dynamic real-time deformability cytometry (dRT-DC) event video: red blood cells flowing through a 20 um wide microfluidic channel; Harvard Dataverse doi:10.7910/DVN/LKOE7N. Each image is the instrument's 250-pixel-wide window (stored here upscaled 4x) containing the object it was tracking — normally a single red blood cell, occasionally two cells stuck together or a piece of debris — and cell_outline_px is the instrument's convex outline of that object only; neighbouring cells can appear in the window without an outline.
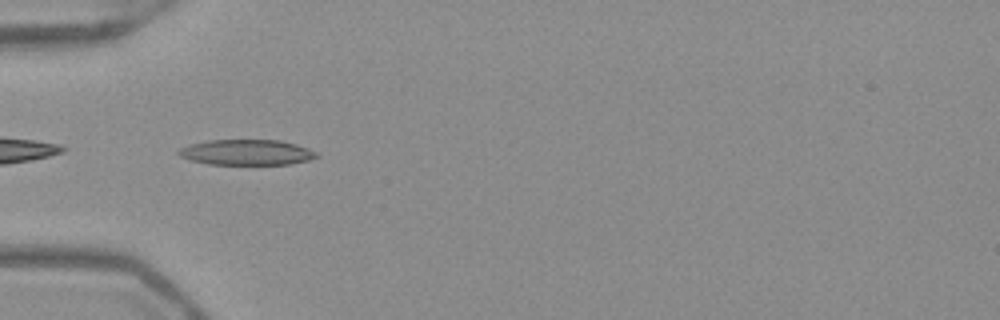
{"species": "Egyptian fruit bat (a non-hibernating species)", "species_latin": "Rousettus aegyptiacus", "temperature_condition": "warm", "stored_images_in_passage": 37, "camera_frame_rate_fps": 3000, "um_per_image_px": 0.085, "frame": {"image": 1, "passage_image": 2, "time_ms": 0.333, "image_size_px": [1000, 320], "cell_outline_px": [[320, 156], [308, 160], [288, 164], [208, 164], [188, 160], [180, 156], [176, 152], [180, 148], [192, 144], [208, 140], [280, 140], [296, 144], [308, 148], [316, 152]], "centroid_in_image_um": [20.95, 12.95], "position_along_channel_um": 64.0, "area_um2": 20.46}}
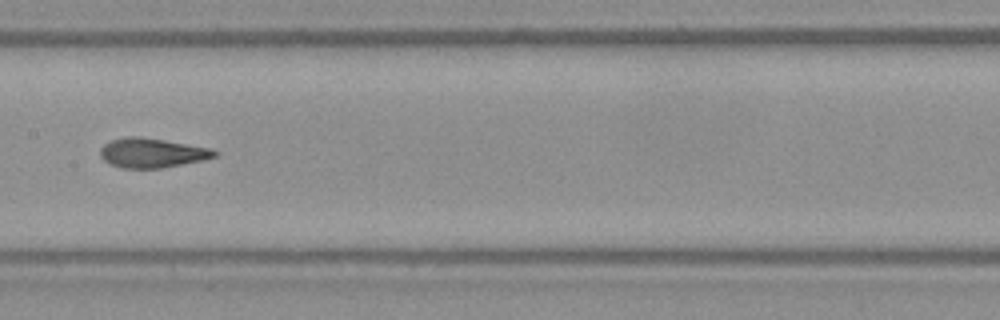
{"frame": {"image": 2, "passage_image": 12, "time_ms": 3.667, "image_size_px": [1000, 320], "cell_outline_px": [[220, 152], [216, 156], [204, 160], [160, 168], [120, 168], [108, 164], [100, 156], [100, 148], [104, 144], [112, 140], [128, 136], [140, 136], [212, 148]], "centroid_in_image_um": [12.92, 13.0], "position_along_channel_um": 194.5, "area_um2": 19.77}}
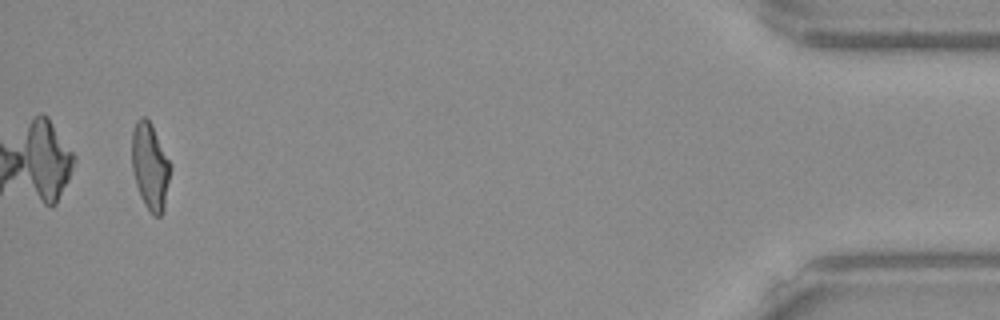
{"frame": {"image": 3, "passage_image": 35, "time_ms": 11.333, "image_size_px": [1000, 320], "cell_outline_px": [[172, 168], [164, 212], [160, 216], [152, 216], [144, 204], [140, 196], [132, 172], [132, 132], [136, 120], [140, 116], [144, 116], [152, 124], [172, 164]], "centroid_in_image_um": [12.78, 14.16], "position_along_channel_um": 422.4, "area_um2": 20.06}, "authors_computed_cell_mechanics": {"area_um2": 19.5942, "velocity_mm_per_s": 3.9567, "shape_relaxation_time_tau1_ms": 6.4703, "shape_relaxation_time_tau2_ms": 1.4628, "deformation_change_tau1": 0.2595, "deformation_change_tau2": 0.1029}}